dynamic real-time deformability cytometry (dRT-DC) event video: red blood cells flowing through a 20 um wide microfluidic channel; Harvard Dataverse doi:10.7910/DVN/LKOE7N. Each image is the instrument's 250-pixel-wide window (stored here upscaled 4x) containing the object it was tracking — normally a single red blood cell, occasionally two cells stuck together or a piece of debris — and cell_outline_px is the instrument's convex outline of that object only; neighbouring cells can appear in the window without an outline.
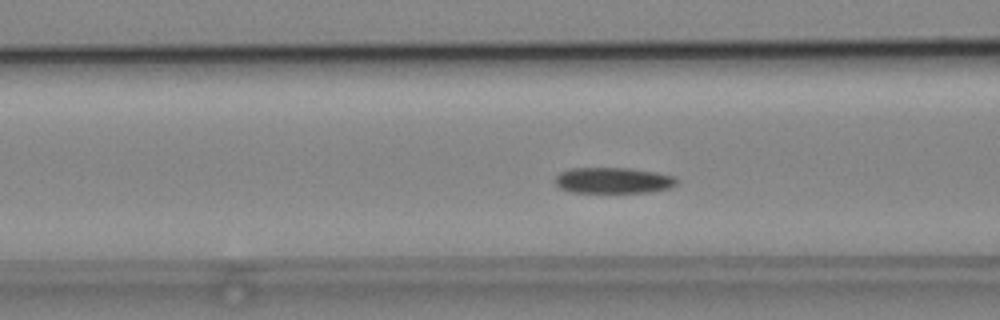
{"species": "common noctule bat (a hibernating species)", "species_latin": "Nyctalus noctula", "temperature_condition": "cold", "stored_images_in_passage": 46, "camera_frame_rate_fps": 3000, "um_per_image_px": 0.085, "animal": {"sex": "male", "body_mass_g": 19.2, "forearm_length_mm": 51.8}, "frame": {"image": 1, "passage_image": 19, "time_ms": 6.0, "image_size_px": [1000, 320], "cell_outline_px": [[676, 184], [668, 188], [652, 192], [572, 192], [560, 188], [556, 184], [556, 176], [560, 172], [572, 168], [628, 168], [656, 172], [676, 176]], "centroid_in_image_um": [52.13, 15.33], "position_along_channel_um": 114.5, "area_um2": 18.26}}
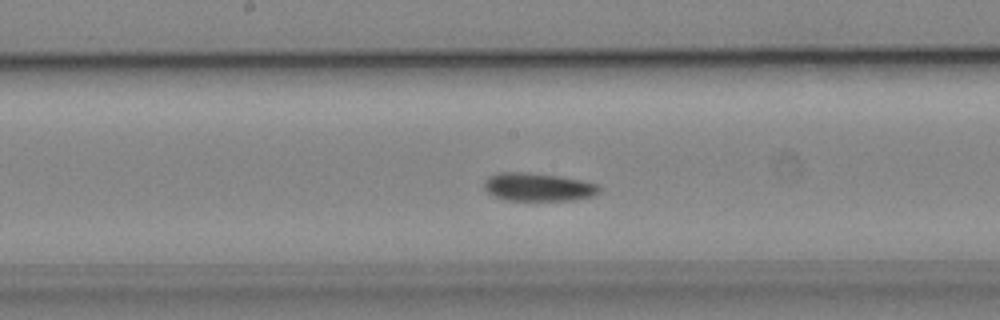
{"frame": {"image": 2, "passage_image": 26, "time_ms": 8.333, "image_size_px": [1000, 320], "cell_outline_px": [[600, 192], [592, 196], [572, 200], [504, 200], [488, 192], [484, 188], [484, 180], [488, 176], [496, 172], [528, 172], [560, 176], [580, 180], [596, 184], [600, 188]], "centroid_in_image_um": [45.7, 15.88], "position_along_channel_um": 202.5, "area_um2": 18.9}}
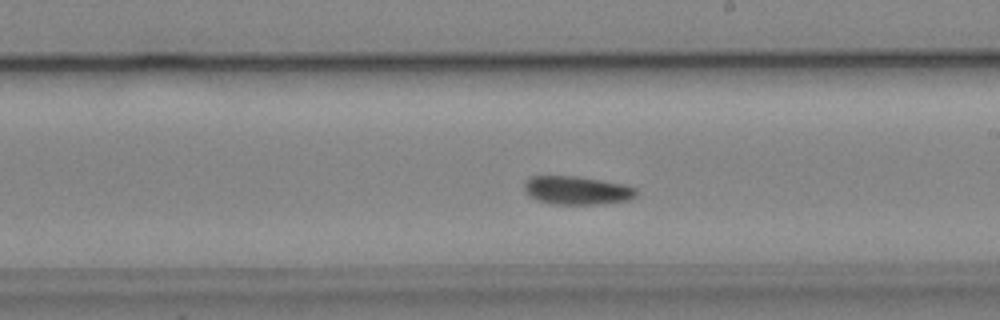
{"frame": {"image": 3, "passage_image": 29, "time_ms": 9.333, "image_size_px": [1000, 320], "cell_outline_px": [[640, 192], [636, 196], [628, 200], [600, 204], [552, 204], [536, 200], [528, 196], [524, 192], [524, 184], [532, 176], [576, 176], [624, 184], [636, 188]], "centroid_in_image_um": [49.04, 16.19], "position_along_channel_um": 240.0, "area_um2": 18.67}, "authors_computed_cell_mechanics": {"area_um2": 18.4382, "velocity_mm_per_s": 3.7645, "shape_relaxation_time_tau1_ms": 3.4334, "shape_relaxation_time_tau2_ms": 4.6563, "deformation_change_tau1": 0.0902, "deformation_change_tau2": 0.0894}}